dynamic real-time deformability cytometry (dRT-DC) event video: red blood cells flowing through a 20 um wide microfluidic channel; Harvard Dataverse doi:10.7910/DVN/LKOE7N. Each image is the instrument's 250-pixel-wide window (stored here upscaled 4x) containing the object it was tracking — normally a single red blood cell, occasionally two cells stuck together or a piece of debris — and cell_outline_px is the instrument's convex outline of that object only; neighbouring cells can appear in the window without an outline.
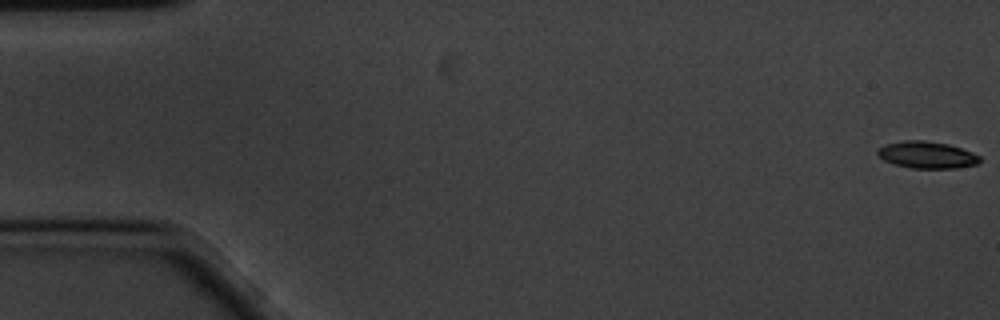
{"species": "common noctule bat (a hibernating species)", "species_latin": "Nyctalus noctula", "temperature_condition": "cold", "stored_images_in_passage": 61, "camera_frame_rate_fps": 3000, "um_per_image_px": 0.085, "animal": {"sex": "male", "body_mass_g": 20.1, "forearm_length_mm": 53.5}, "frame": {"image": 1, "passage_image": 1, "time_ms": 0.0, "image_size_px": [1000, 320], "cell_outline_px": [[980, 160], [976, 164], [956, 168], [912, 168], [896, 164], [884, 160], [876, 152], [884, 144], [904, 140], [924, 140], [948, 144], [972, 152], [980, 156]], "centroid_in_image_um": [78.78, 13.15], "position_along_channel_um": 6.2, "area_um2": 15.84}}
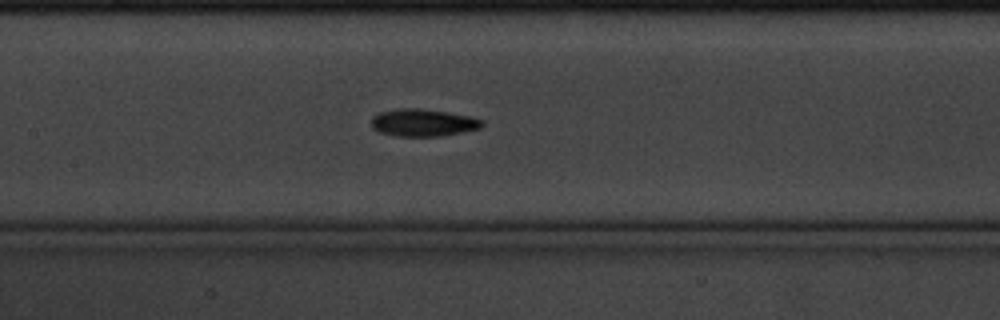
{"frame": {"image": 2, "passage_image": 28, "time_ms": 9.0, "image_size_px": [1000, 320], "cell_outline_px": [[484, 124], [480, 128], [464, 132], [440, 136], [396, 136], [380, 132], [372, 128], [372, 116], [380, 112], [396, 108], [420, 108], [448, 112], [468, 116], [484, 120]], "centroid_in_image_um": [35.96, 10.42], "position_along_channel_um": 171.4, "area_um2": 17.74}}
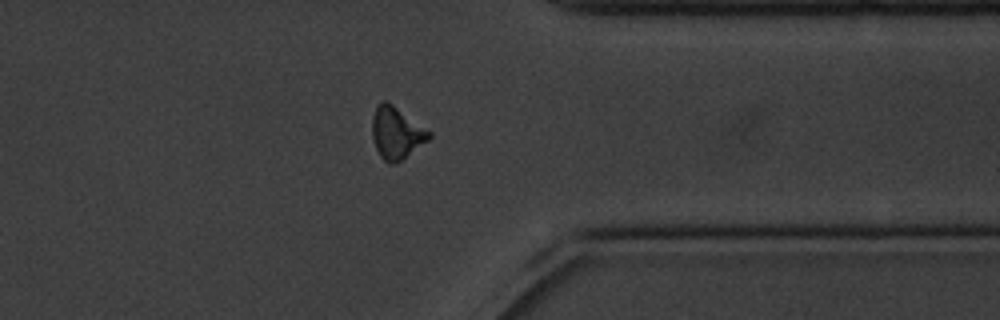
{"frame": {"image": 3, "passage_image": 47, "time_ms": 15.333, "image_size_px": [1000, 320], "cell_outline_px": [[432, 136], [428, 140], [396, 164], [388, 164], [380, 156], [376, 148], [372, 136], [372, 116], [376, 104], [384, 100], [388, 100], [432, 132]], "centroid_in_image_um": [33.69, 11.27], "position_along_channel_um": 377.7, "area_um2": 17.51}, "authors_computed_cell_mechanics": {"area_um2": 16.5308, "velocity_mm_per_s": 3.3644, "shape_relaxation_time_tau1_ms": 2.313, "shape_relaxation_time_tau2_ms": 5.9079, "deformation_change_tau1": 0.1118, "deformation_change_tau2": 0.1317}}